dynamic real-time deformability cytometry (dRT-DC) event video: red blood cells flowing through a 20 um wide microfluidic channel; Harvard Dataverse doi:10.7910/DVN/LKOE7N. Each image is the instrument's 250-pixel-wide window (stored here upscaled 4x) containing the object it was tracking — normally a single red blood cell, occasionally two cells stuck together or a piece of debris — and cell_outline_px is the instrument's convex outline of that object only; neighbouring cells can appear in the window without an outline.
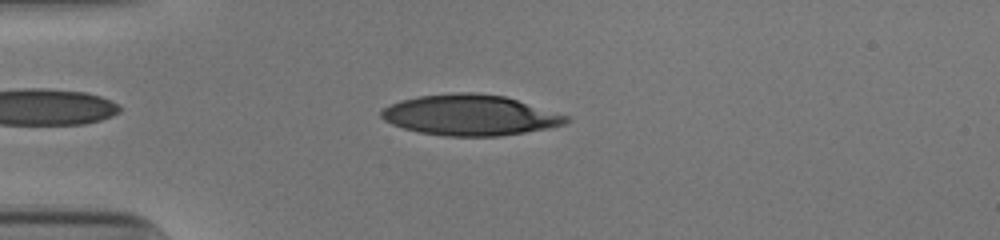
{"species": "human", "species_latin": "Homo sapiens", "temperature_condition": "cold", "stored_images_in_passage": 39, "camera_frame_rate_fps": 3000, "um_per_image_px": 0.085, "donor": {"sex": "male"}, "frame": {"image": 1, "passage_image": 5, "time_ms": 1.333, "image_size_px": [1000, 240], "cell_outline_px": [[568, 120], [564, 124], [548, 128], [500, 136], [444, 136], [420, 132], [404, 128], [392, 124], [384, 120], [380, 116], [380, 112], [384, 108], [400, 100], [420, 96], [452, 92], [476, 92], [504, 96], [568, 116]], "centroid_in_image_um": [39.92, 9.78], "position_along_channel_um": 45.1, "area_um2": 43.47}}
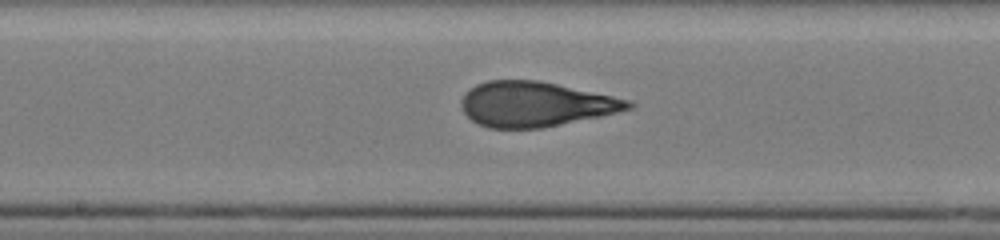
{"frame": {"image": 2, "passage_image": 19, "time_ms": 6.0, "image_size_px": [1000, 240], "cell_outline_px": [[636, 104], [632, 108], [616, 112], [544, 128], [488, 128], [472, 120], [464, 112], [460, 104], [460, 100], [464, 92], [468, 88], [476, 84], [488, 80], [540, 80], [632, 100]], "centroid_in_image_um": [45.48, 8.84], "position_along_channel_um": 202.7, "area_um2": 43.87}}
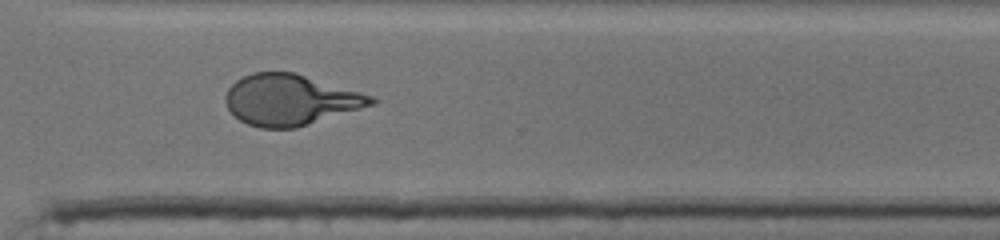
{"frame": {"image": 3, "passage_image": 30, "time_ms": 9.667, "image_size_px": [1000, 240], "cell_outline_px": [[376, 104], [296, 128], [260, 128], [248, 124], [240, 120], [228, 108], [224, 100], [224, 96], [228, 88], [236, 80], [252, 72], [296, 72], [376, 96]], "centroid_in_image_um": [24.71, 8.48], "position_along_channel_um": 345.9, "area_um2": 43.47}, "authors_computed_cell_mechanics": {"area_um2": 43.4656, "velocity_mm_per_s": 3.9076, "shape_relaxation_time_tau1_ms": 6.2277, "shape_relaxation_time_tau2_ms": 0.7887, "deformation_change_tau1": 0.2413, "deformation_change_tau2": 0.0851}}